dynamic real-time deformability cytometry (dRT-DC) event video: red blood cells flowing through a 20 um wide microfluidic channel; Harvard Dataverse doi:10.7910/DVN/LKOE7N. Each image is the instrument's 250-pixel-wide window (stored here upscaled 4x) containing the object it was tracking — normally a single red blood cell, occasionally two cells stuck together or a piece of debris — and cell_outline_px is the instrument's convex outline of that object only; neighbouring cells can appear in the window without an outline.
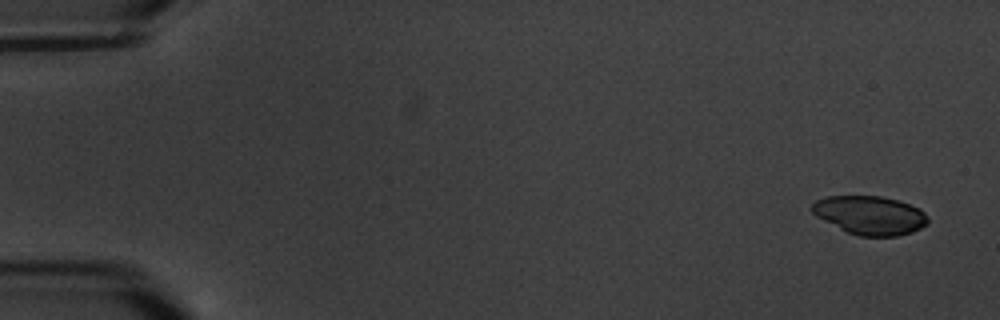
{"species": "common noctule bat (a hibernating species)", "species_latin": "Nyctalus noctula", "temperature_condition": "warm", "stored_images_in_passage": 6, "segment_of_instrument_passage": [1, 2], "camera_frame_rate_fps": 3000, "um_per_image_px": 0.085, "animal": {"sex": "male", "body_mass_g": 20.1, "forearm_length_mm": 53.5}, "frame": {"image": 1, "passage_image": 1, "time_ms": 0.0, "image_size_px": [1000, 320], "cell_outline_px": [[928, 224], [912, 232], [896, 236], [860, 236], [848, 232], [816, 216], [808, 208], [816, 200], [828, 196], [880, 196], [896, 200], [920, 208], [924, 212], [928, 220]], "centroid_in_image_um": [73.94, 18.29], "position_along_channel_um": 11.1, "area_um2": 25.95}}
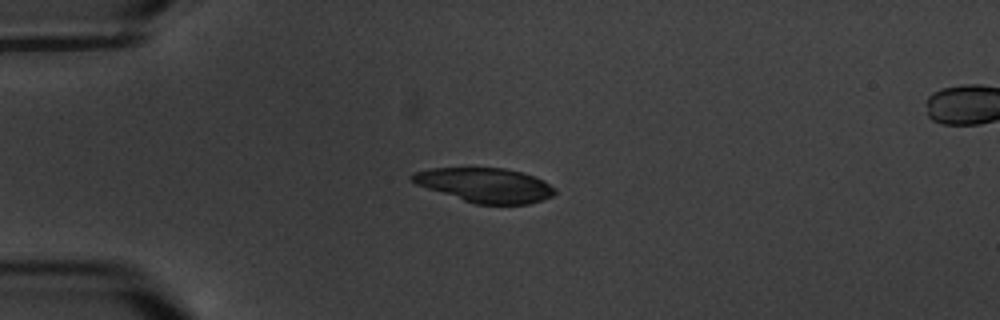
{"frame": {"image": 2, "passage_image": 4, "time_ms": 4.333, "image_size_px": [1000, 320], "cell_outline_px": [[556, 192], [552, 196], [528, 204], [476, 204], [416, 184], [408, 176], [412, 172], [432, 168], [504, 168], [520, 172], [544, 180], [556, 188]], "centroid_in_image_um": [41.24, 15.73], "position_along_channel_um": 43.8, "area_um2": 28.32}}